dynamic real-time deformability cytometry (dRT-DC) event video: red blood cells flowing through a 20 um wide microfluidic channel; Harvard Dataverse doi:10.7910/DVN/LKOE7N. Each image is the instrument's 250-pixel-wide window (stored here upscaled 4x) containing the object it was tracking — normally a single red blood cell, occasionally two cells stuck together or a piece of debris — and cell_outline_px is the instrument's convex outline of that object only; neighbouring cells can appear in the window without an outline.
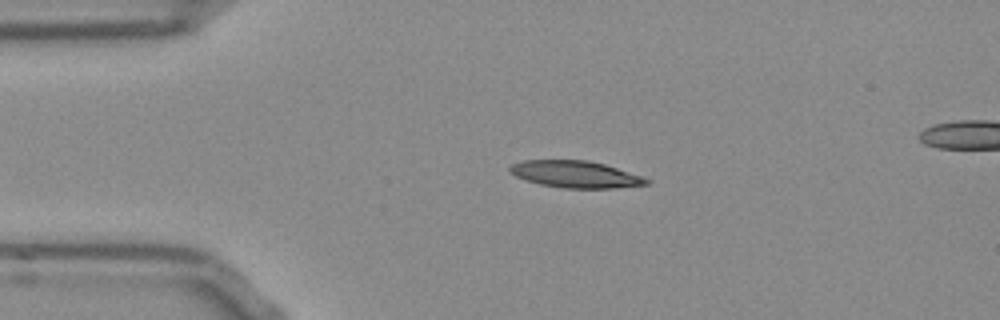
{"species": "Egyptian fruit bat (a non-hibernating species)", "species_latin": "Rousettus aegyptiacus", "temperature_condition": "room temperature", "stored_images_in_passage": 43, "segment_of_instrument_passage": [1, 2], "camera_frame_rate_fps": 3000, "um_per_image_px": 0.085, "frame": {"image": 1, "passage_image": 1, "time_ms": 0.0, "image_size_px": [1000, 320], "cell_outline_px": [[652, 180], [648, 184], [612, 188], [564, 188], [540, 184], [516, 176], [508, 172], [508, 168], [512, 164], [524, 160], [588, 160], [604, 164]], "centroid_in_image_um": [48.89, 14.81], "position_along_channel_um": 36.1, "area_um2": 21.15}}
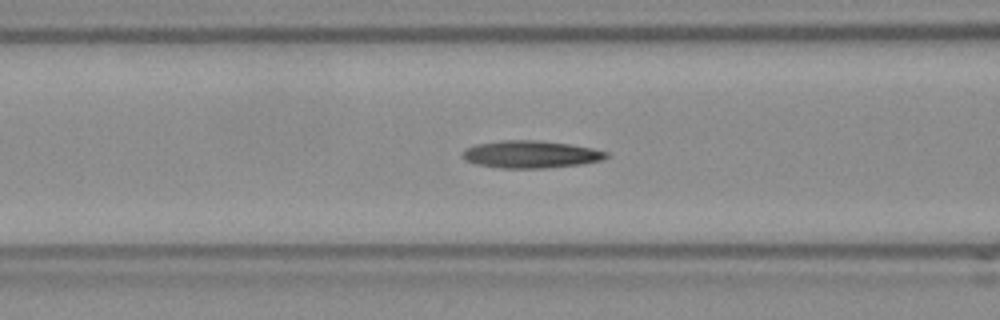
{"frame": {"image": 2, "passage_image": 10, "time_ms": 3.0, "image_size_px": [1000, 320], "cell_outline_px": [[608, 156], [600, 160], [584, 164], [544, 168], [500, 168], [476, 164], [464, 160], [464, 152], [468, 148], [476, 144], [500, 140], [532, 140], [568, 144], [592, 148], [608, 152]], "centroid_in_image_um": [45.12, 13.12], "position_along_channel_um": 121.5, "area_um2": 22.72}}
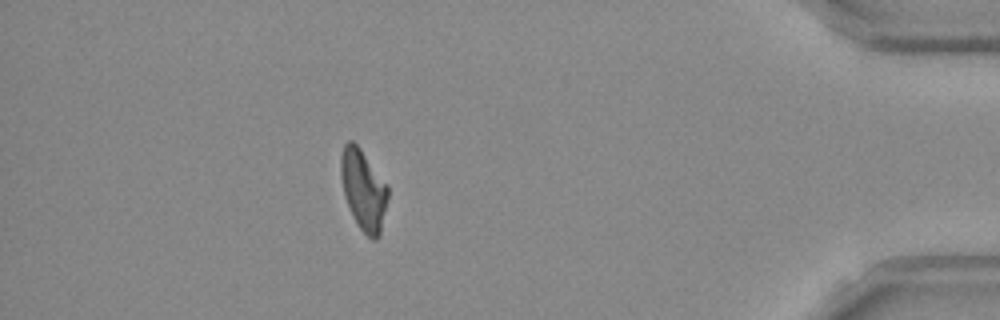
{"frame": {"image": 3, "passage_image": 36, "time_ms": 11.667, "image_size_px": [1000, 320], "cell_outline_px": [[388, 200], [380, 236], [376, 240], [372, 240], [360, 228], [352, 216], [344, 196], [340, 176], [340, 156], [344, 144], [348, 140], [352, 140], [360, 148], [388, 188]], "centroid_in_image_um": [30.87, 16.16], "position_along_channel_um": 404.3, "area_um2": 22.02}}